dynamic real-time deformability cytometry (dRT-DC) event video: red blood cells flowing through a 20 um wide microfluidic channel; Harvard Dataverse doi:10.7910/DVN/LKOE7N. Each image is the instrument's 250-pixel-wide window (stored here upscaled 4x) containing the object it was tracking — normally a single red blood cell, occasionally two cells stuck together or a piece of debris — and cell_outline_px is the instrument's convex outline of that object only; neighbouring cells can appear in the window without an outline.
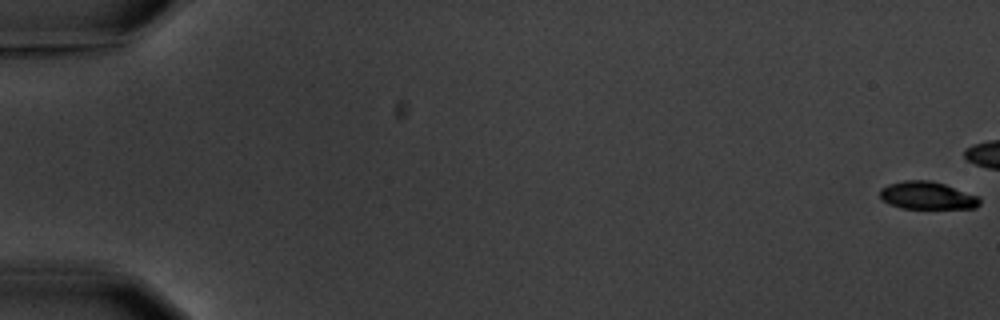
{"species": "common noctule bat (a hibernating species)", "species_latin": "Nyctalus noctula", "temperature_condition": "warm", "stored_images_in_passage": 6, "camera_frame_rate_fps": 3000, "um_per_image_px": 0.085, "animal": {"sex": "male", "body_mass_g": 20.1, "forearm_length_mm": 53.5}, "frame": {"image": 1, "passage_image": 1, "time_ms": 0.0, "image_size_px": [1000, 320], "cell_outline_px": [[980, 204], [976, 208], [900, 208], [888, 204], [880, 196], [880, 188], [888, 184], [904, 180], [932, 180], [980, 196]], "centroid_in_image_um": [78.82, 16.61], "position_along_channel_um": 6.2, "area_um2": 16.18}}